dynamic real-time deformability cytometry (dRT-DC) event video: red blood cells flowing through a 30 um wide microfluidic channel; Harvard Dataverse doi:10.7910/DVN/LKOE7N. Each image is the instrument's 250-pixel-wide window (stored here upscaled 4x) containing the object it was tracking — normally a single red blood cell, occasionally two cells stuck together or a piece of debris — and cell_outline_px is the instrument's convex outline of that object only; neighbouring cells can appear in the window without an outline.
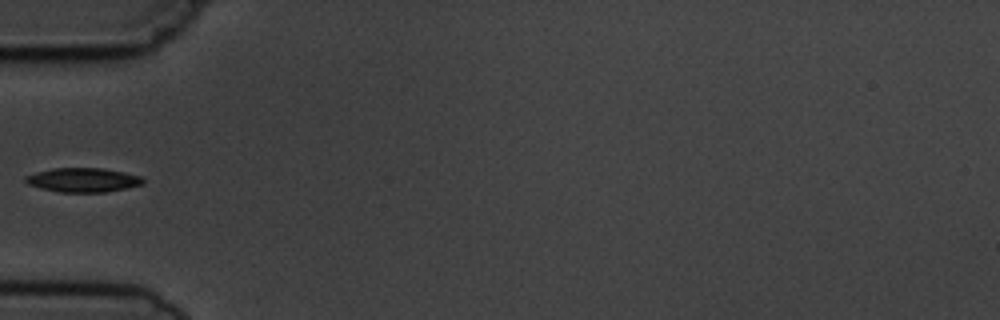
{"species": "common noctule bat (a hibernating species)", "species_latin": "Nyctalus noctula", "temperature_condition": "cold", "stored_images_in_passage": 6, "segment_of_instrument_passage": [2, 2], "camera_frame_rate_fps": 3000, "um_per_image_px": 0.085, "animal": {"sex": "male", "body_mass_g": 19.5, "forearm_length_mm": 54.6}, "frame": {"image": 1, "passage_image": 6, "time_ms": 6.0, "image_size_px": [1000, 320], "cell_outline_px": [[144, 184], [128, 188], [104, 192], [60, 192], [40, 188], [28, 184], [24, 180], [24, 176], [36, 172], [52, 168], [104, 168], [124, 172], [140, 176], [144, 180]], "centroid_in_image_um": [7.05, 15.29], "position_along_channel_um": 77.9, "area_um2": 16.65}}